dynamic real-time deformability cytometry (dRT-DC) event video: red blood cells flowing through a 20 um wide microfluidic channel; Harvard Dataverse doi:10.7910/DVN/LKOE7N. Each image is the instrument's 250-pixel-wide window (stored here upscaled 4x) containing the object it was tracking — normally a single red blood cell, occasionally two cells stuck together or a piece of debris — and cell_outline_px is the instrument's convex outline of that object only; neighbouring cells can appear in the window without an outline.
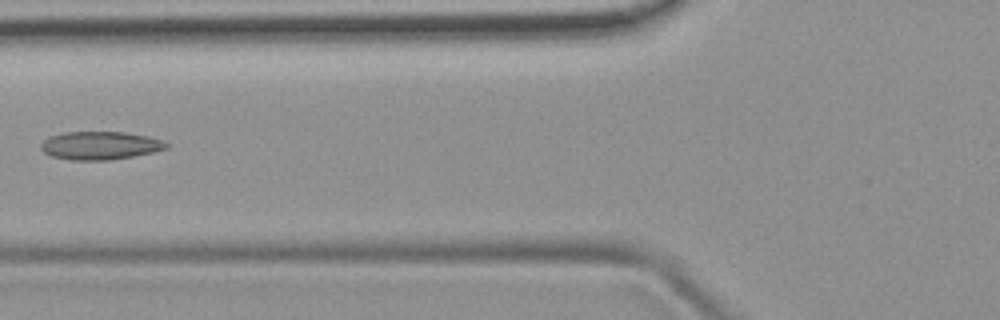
{"species": "common noctule bat (a hibernating species)", "species_latin": "Nyctalus noctula", "temperature_condition": "room temperature", "stored_images_in_passage": 2, "camera_frame_rate_fps": 3000, "um_per_image_px": 0.085, "animal": {"sex": "female", "body_mass_g": 19.9}, "frame": {"image": 1, "passage_image": 2, "time_ms": 1.333, "image_size_px": [1000, 320], "cell_outline_px": [[168, 148], [152, 152], [112, 160], [68, 160], [52, 156], [44, 152], [40, 148], [40, 144], [48, 136], [64, 132], [124, 132], [148, 136], [164, 140], [168, 144]], "centroid_in_image_um": [8.49, 12.37], "position_along_channel_um": 117.3, "area_um2": 20.69}}